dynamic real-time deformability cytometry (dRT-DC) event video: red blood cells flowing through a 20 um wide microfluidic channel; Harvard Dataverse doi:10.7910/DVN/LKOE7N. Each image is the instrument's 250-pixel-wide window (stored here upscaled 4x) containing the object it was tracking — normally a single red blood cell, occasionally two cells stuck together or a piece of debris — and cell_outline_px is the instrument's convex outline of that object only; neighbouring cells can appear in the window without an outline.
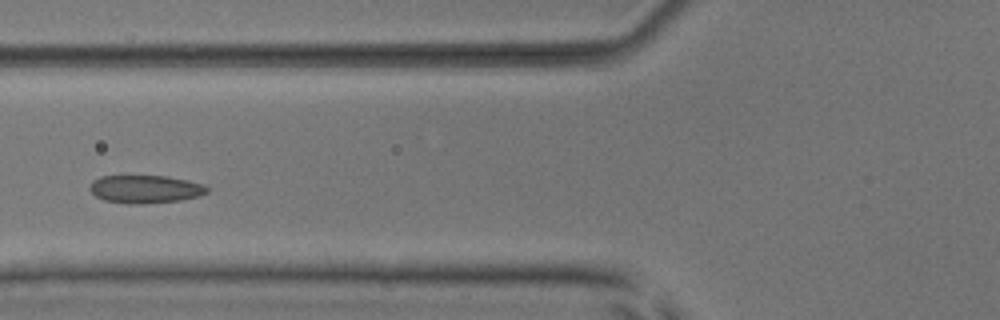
{"species": "common noctule bat (a hibernating species)", "species_latin": "Nyctalus noctula", "temperature_condition": "room temperature", "stored_images_in_passage": 6, "camera_frame_rate_fps": 3000, "um_per_image_px": 0.085, "animal": {"sex": "male", "body_mass_g": 17.9, "forearm_length_mm": 54.2}, "frame": {"image": 1, "passage_image": 5, "time_ms": 4.667, "image_size_px": [1000, 320], "cell_outline_px": [[208, 192], [200, 196], [180, 200], [140, 204], [128, 204], [104, 200], [96, 196], [88, 188], [92, 180], [100, 176], [168, 176], [188, 180], [204, 184], [208, 188]], "centroid_in_image_um": [12.35, 16.07], "position_along_channel_um": 113.5, "area_um2": 19.25}}
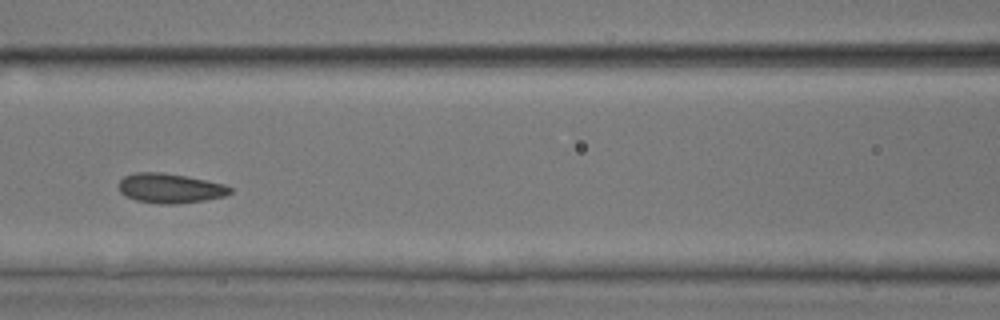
{"frame": {"image": 2, "passage_image": 6, "time_ms": 5.667, "image_size_px": [1000, 320], "cell_outline_px": [[232, 192], [224, 196], [204, 200], [176, 204], [160, 204], [136, 200], [120, 192], [120, 180], [124, 176], [136, 172], [160, 172], [184, 176], [224, 184], [232, 188]], "centroid_in_image_um": [14.46, 16.0], "position_along_channel_um": 152.1, "area_um2": 18.96}}